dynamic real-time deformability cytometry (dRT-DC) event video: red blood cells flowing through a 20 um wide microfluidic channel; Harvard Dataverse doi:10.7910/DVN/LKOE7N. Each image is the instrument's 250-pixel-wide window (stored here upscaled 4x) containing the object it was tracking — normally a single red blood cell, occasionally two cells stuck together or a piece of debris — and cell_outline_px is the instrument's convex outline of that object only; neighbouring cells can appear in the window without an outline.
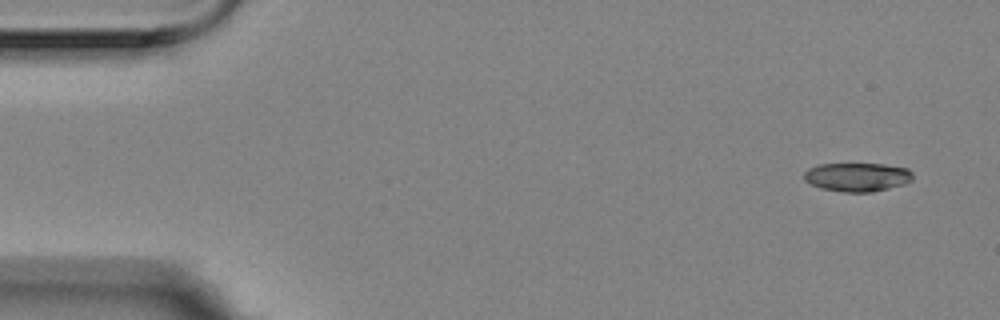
{"species": "Egyptian fruit bat (a non-hibernating species)", "species_latin": "Rousettus aegyptiacus", "temperature_condition": "room temperature", "stored_images_in_passage": 4, "camera_frame_rate_fps": 3000, "um_per_image_px": 0.085, "animal": {"sex": "female"}, "frame": {"image": 1, "passage_image": 1, "time_ms": 0.0, "image_size_px": [1000, 320], "cell_outline_px": [[912, 180], [904, 184], [872, 192], [844, 192], [820, 188], [804, 180], [804, 172], [808, 168], [820, 164], [884, 164], [908, 168], [912, 172]], "centroid_in_image_um": [72.86, 15.04], "position_along_channel_um": 12.1, "area_um2": 18.21}}
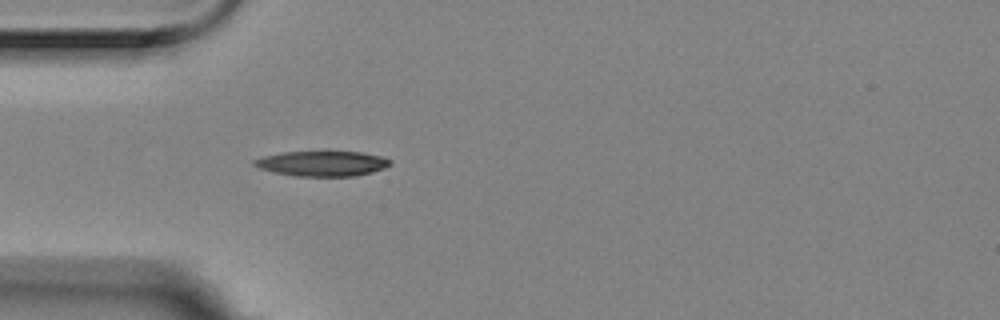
{"frame": {"image": 2, "passage_image": 4, "time_ms": 1.0, "image_size_px": [1000, 320], "cell_outline_px": [[392, 164], [384, 168], [372, 172], [356, 176], [296, 176], [276, 172], [260, 168], [252, 164], [252, 160], [264, 156], [284, 152], [360, 152], [380, 156], [392, 160]], "centroid_in_image_um": [27.41, 13.9], "position_along_channel_um": 57.6, "area_um2": 19.77}}